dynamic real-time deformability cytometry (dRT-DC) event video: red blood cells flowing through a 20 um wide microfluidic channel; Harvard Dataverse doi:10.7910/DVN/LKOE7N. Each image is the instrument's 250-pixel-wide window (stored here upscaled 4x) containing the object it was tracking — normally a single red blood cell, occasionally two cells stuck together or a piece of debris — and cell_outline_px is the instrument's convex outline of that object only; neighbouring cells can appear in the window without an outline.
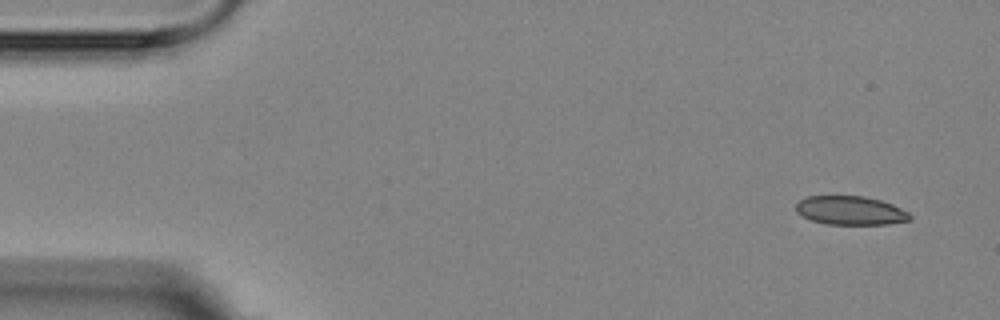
{"species": "Egyptian fruit bat (a non-hibernating species)", "species_latin": "Rousettus aegyptiacus", "temperature_condition": "room temperature", "stored_images_in_passage": 4, "camera_frame_rate_fps": 3000, "um_per_image_px": 0.085, "animal": {"sex": "female"}, "frame": {"image": 1, "passage_image": 1, "time_ms": 0.0, "image_size_px": [1000, 320], "cell_outline_px": [[912, 216], [908, 220], [888, 224], [824, 224], [812, 220], [796, 212], [796, 204], [800, 200], [808, 196], [864, 196], [880, 200], [892, 204], [908, 212]], "centroid_in_image_um": [72.28, 17.89], "position_along_channel_um": 12.7, "area_um2": 18.96}}
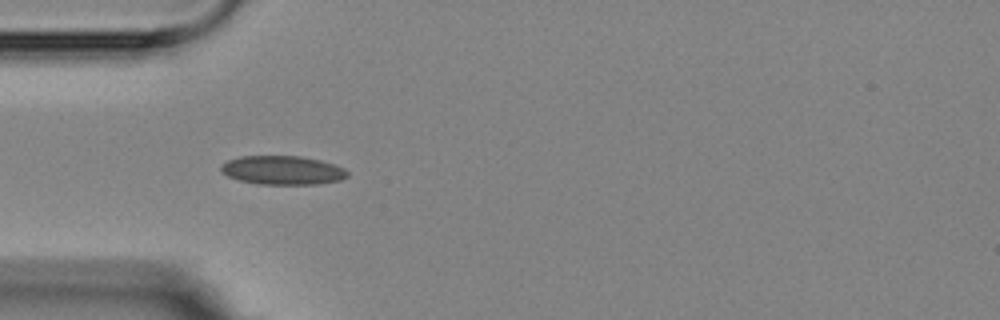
{"frame": {"image": 2, "passage_image": 4, "time_ms": 4.333, "image_size_px": [1000, 320], "cell_outline_px": [[348, 176], [340, 180], [316, 184], [260, 184], [240, 180], [228, 176], [220, 172], [220, 164], [228, 160], [240, 156], [300, 156], [320, 160], [344, 168], [348, 172]], "centroid_in_image_um": [23.99, 14.46], "position_along_channel_um": 61.0, "area_um2": 21.21}}